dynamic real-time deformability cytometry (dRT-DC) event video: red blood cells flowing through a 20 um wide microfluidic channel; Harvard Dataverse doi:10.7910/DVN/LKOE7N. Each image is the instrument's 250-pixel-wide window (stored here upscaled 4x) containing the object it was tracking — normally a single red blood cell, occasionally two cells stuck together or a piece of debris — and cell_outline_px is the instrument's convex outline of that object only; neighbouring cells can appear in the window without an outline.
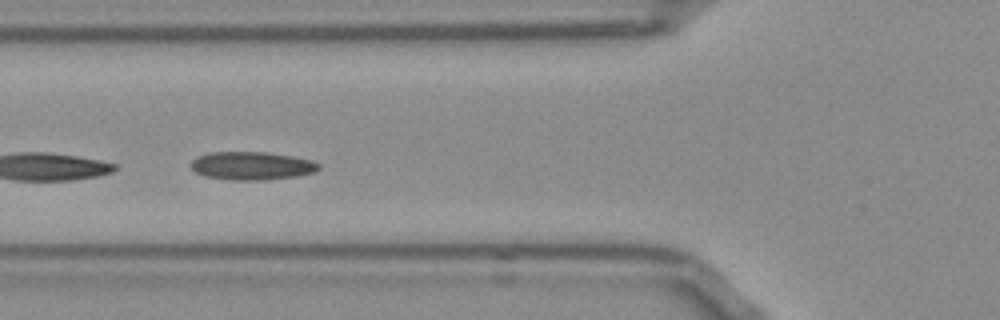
{"species": "Egyptian fruit bat (a non-hibernating species)", "species_latin": "Rousettus aegyptiacus", "temperature_condition": "room temperature", "stored_images_in_passage": 41, "segment_of_instrument_passage": [2, 2], "camera_frame_rate_fps": 3000, "um_per_image_px": 0.085, "frame": {"image": 1, "passage_image": 20, "time_ms": 6.333, "image_size_px": [1000, 320], "cell_outline_px": [[320, 168], [316, 172], [296, 176], [264, 180], [232, 180], [204, 176], [196, 172], [192, 168], [192, 160], [208, 152], [268, 152], [292, 156], [312, 160], [320, 164]], "centroid_in_image_um": [21.44, 14.09], "position_along_channel_um": 104.4, "area_um2": 20.98}}